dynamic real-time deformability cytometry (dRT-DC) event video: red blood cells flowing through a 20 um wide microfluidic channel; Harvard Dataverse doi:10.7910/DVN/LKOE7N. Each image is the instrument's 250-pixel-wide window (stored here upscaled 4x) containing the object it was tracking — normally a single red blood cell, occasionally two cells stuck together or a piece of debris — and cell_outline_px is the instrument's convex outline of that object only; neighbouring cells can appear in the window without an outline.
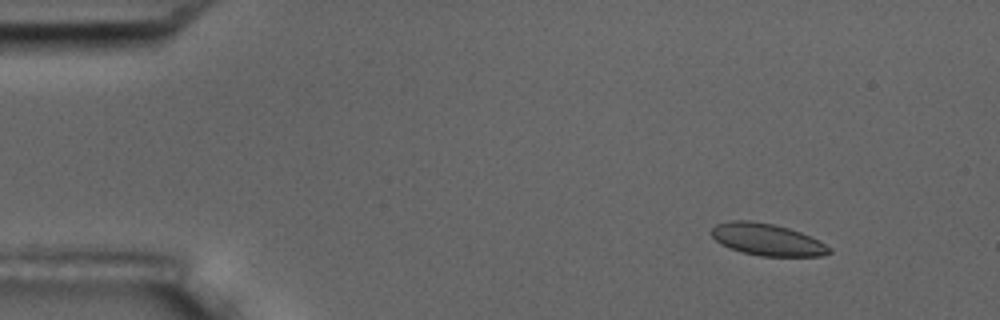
{"species": "common noctule bat (a hibernating species)", "species_latin": "Nyctalus noctula", "temperature_condition": "room temperature", "stored_images_in_passage": 5, "camera_frame_rate_fps": 3000, "um_per_image_px": 0.085, "animal": {"sex": "male", "body_mass_g": 17.5, "forearm_length_mm": 52.3}, "frame": {"image": 1, "passage_image": 2, "time_ms": 1.0, "image_size_px": [1000, 320], "cell_outline_px": [[832, 252], [820, 256], [760, 256], [744, 252], [720, 244], [708, 232], [716, 224], [728, 220], [748, 220], [776, 224], [800, 232], [832, 248]], "centroid_in_image_um": [65.16, 20.35], "position_along_channel_um": 19.8, "area_um2": 21.85}}